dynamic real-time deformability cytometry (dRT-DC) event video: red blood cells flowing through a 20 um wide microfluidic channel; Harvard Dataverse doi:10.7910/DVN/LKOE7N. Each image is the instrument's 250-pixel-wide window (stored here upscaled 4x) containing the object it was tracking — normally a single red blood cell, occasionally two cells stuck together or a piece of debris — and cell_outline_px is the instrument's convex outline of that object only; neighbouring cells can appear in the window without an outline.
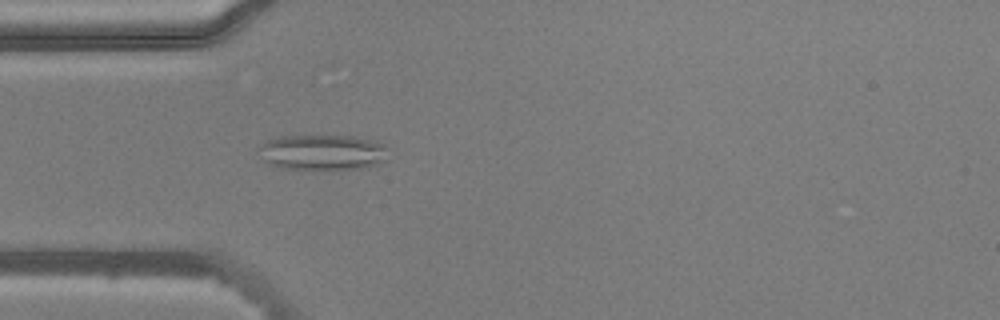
{"species": "common noctule bat (a hibernating species)", "species_latin": "Nyctalus noctula", "temperature_condition": "warm", "stored_images_in_passage": 38, "camera_frame_rate_fps": 3000, "um_per_image_px": 0.085, "animal": {"sex": "male", "body_mass_g": 20.5, "forearm_length_mm": 52.5}, "frame": {"image": 1, "passage_image": 8, "time_ms": 2.333, "image_size_px": [1000, 320], "cell_outline_px": [[384, 160], [368, 168], [332, 172], [312, 172], [284, 168], [268, 164], [264, 160], [260, 148], [260, 144], [268, 140], [280, 136], [352, 136], [376, 140], [384, 144]], "centroid_in_image_um": [27.42, 13.01], "position_along_channel_um": 57.6, "area_um2": 27.69}}
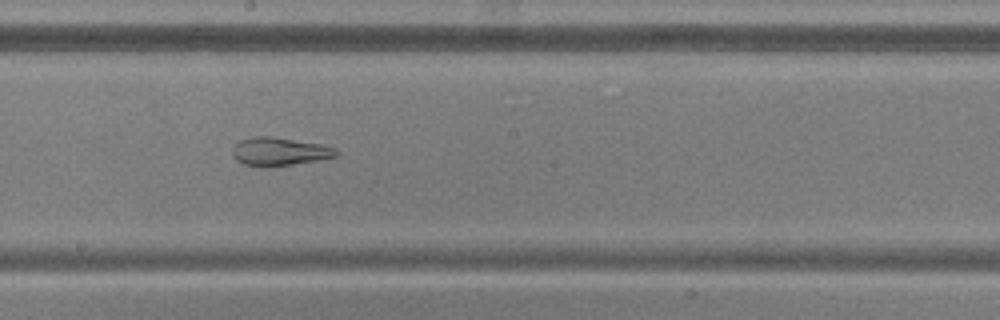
{"frame": {"image": 2, "passage_image": 21, "time_ms": 6.667, "image_size_px": [1000, 320], "cell_outline_px": [[340, 156], [292, 164], [244, 164], [236, 160], [232, 156], [232, 148], [240, 140], [252, 136], [268, 136], [320, 144], [336, 148], [340, 152]], "centroid_in_image_um": [23.78, 12.84], "position_along_channel_um": 224.4, "area_um2": 16.47}}
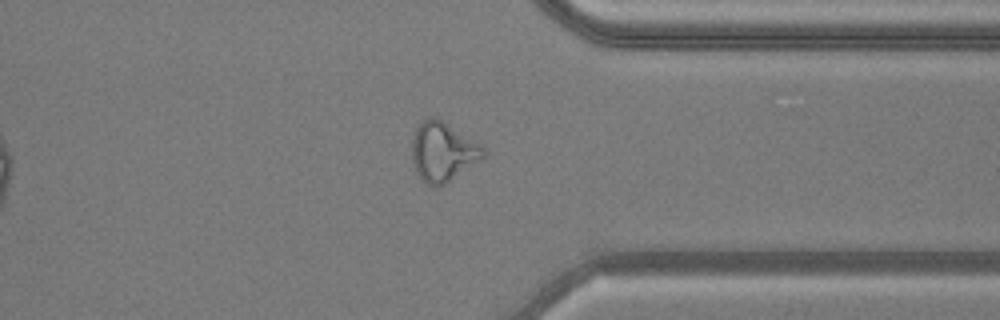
{"frame": {"image": 3, "passage_image": 33, "time_ms": 10.667, "image_size_px": [1000, 320], "cell_outline_px": [[488, 152], [480, 160], [444, 184], [436, 188], [432, 188], [420, 176], [412, 160], [412, 136], [416, 128], [428, 116], [432, 116], [440, 120], [484, 144]], "centroid_in_image_um": [37.68, 12.88], "position_along_channel_um": 373.7, "area_um2": 24.62}, "authors_computed_cell_mechanics": {"area_um2": 21.2415, "velocity_mm_per_s": 3.8641, "shape_relaxation_time_tau1_ms": null, "shape_relaxation_time_tau2_ms": 2.1685, "deformation_change_tau1": null, "deformation_change_tau2": 0.0784}}